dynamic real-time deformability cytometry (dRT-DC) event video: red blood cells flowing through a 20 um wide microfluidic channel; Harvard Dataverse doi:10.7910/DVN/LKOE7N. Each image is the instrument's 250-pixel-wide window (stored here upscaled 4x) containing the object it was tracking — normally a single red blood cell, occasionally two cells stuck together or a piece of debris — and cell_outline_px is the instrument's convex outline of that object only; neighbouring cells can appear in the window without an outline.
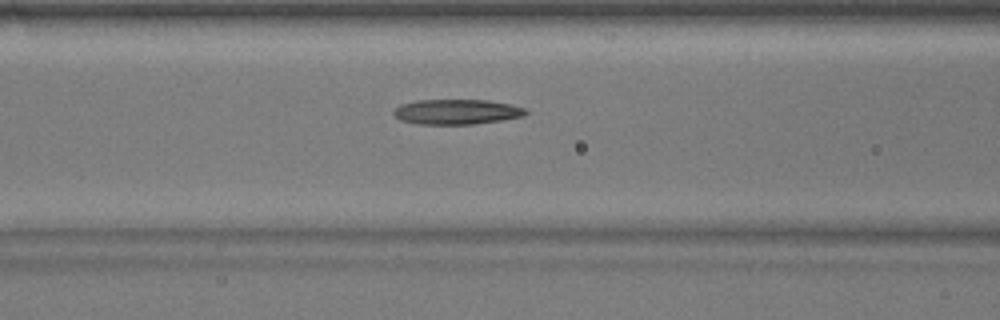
{"species": "common noctule bat (a hibernating species)", "species_latin": "Nyctalus noctula", "temperature_condition": "warm", "stored_images_in_passage": 29, "camera_frame_rate_fps": 3000, "um_per_image_px": 0.085, "animal": {"sex": "male", "body_mass_g": 17.9}, "frame": {"image": 1, "passage_image": 7, "time_ms": 2.0, "image_size_px": [1000, 320], "cell_outline_px": [[528, 112], [524, 116], [500, 120], [472, 124], [420, 124], [400, 120], [392, 112], [400, 104], [416, 100], [488, 100], [512, 104], [524, 108]], "centroid_in_image_um": [38.82, 9.49], "position_along_channel_um": 127.8, "area_um2": 19.25}}
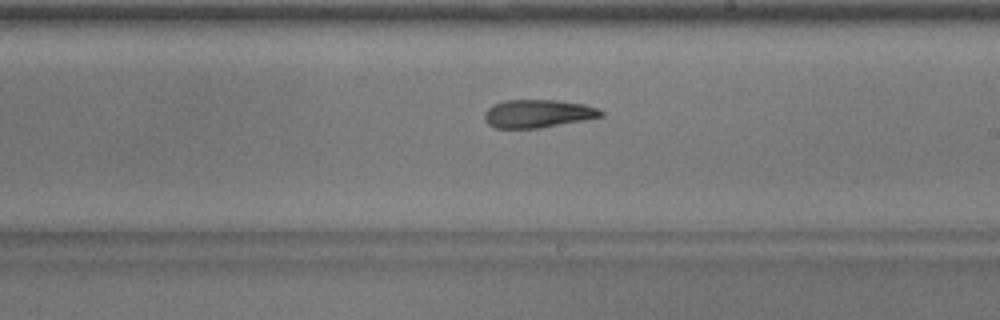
{"frame": {"image": 2, "passage_image": 16, "time_ms": 5.0, "image_size_px": [1000, 320], "cell_outline_px": [[604, 116], [584, 120], [540, 128], [496, 128], [488, 124], [484, 120], [484, 112], [488, 108], [504, 100], [556, 100], [584, 104], [596, 108], [604, 112]], "centroid_in_image_um": [45.71, 9.66], "position_along_channel_um": 243.3, "area_um2": 19.02}}
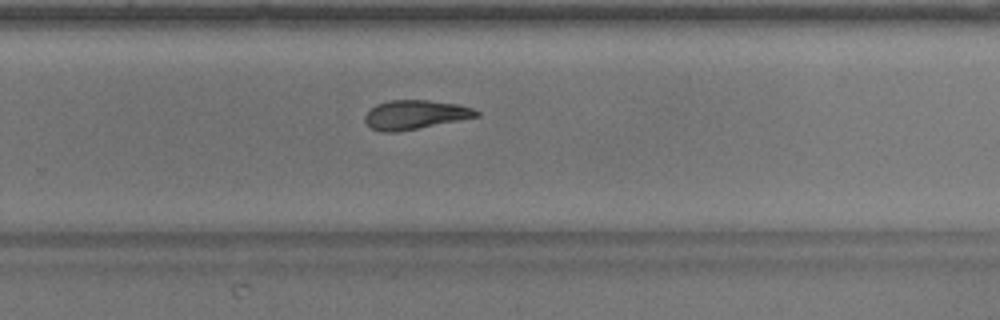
{"frame": {"image": 3, "passage_image": 20, "time_ms": 6.333, "image_size_px": [1000, 320], "cell_outline_px": [[480, 116], [396, 132], [380, 132], [372, 128], [364, 120], [364, 116], [376, 104], [388, 100], [428, 100], [460, 104], [472, 108], [480, 112]], "centroid_in_image_um": [35.29, 9.74], "position_along_channel_um": 294.5, "area_um2": 18.79}}